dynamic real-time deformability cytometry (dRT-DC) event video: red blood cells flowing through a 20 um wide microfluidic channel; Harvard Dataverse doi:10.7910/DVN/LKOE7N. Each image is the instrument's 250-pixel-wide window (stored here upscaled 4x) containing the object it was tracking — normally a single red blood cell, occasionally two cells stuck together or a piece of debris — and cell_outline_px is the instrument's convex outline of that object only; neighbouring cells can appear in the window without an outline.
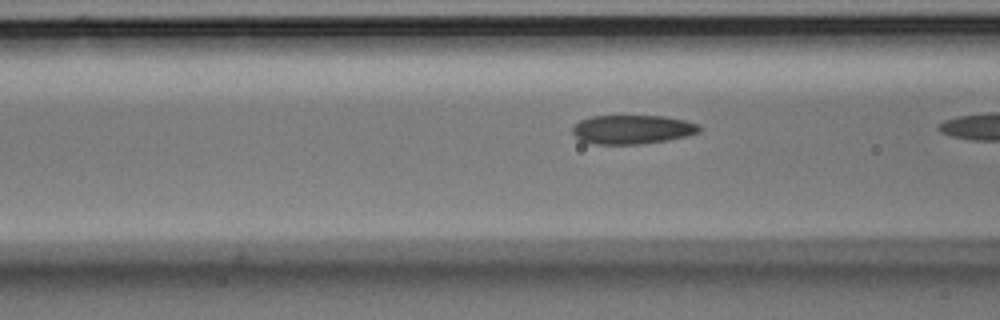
{"species": "Egyptian fruit bat (a non-hibernating species)", "species_latin": "Rousettus aegyptiacus", "temperature_condition": "room temperature", "stored_images_in_passage": 14, "camera_frame_rate_fps": 3000, "um_per_image_px": 0.085, "animal": {"sex": "male"}, "frame": {"image": 1, "passage_image": 12, "time_ms": 3.667, "image_size_px": [1000, 320], "cell_outline_px": [[700, 132], [688, 136], [668, 140], [640, 144], [596, 144], [580, 140], [572, 132], [572, 128], [580, 120], [592, 116], [664, 116], [684, 120], [700, 124]], "centroid_in_image_um": [53.78, 11.0], "position_along_channel_um": 112.8, "area_um2": 21.44}}